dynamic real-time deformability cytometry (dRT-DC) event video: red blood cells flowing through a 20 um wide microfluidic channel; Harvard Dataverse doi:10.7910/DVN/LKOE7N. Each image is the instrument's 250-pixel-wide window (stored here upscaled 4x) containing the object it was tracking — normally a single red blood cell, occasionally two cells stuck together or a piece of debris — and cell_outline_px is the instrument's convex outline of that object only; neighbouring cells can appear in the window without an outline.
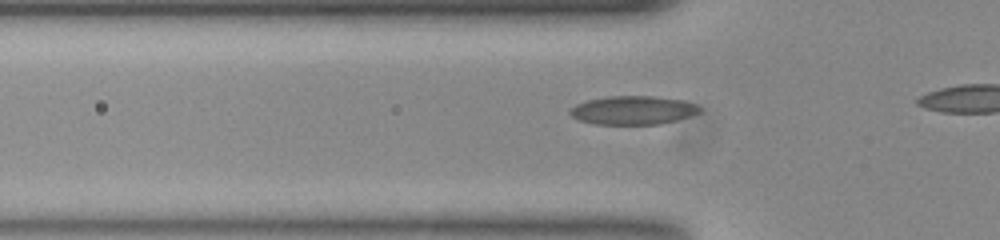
{"species": "common noctule bat (a hibernating species)", "species_latin": "Nyctalus noctula", "temperature_condition": "room temperature", "stored_images_in_passage": 9, "camera_frame_rate_fps": 3000, "um_per_image_px": 0.085, "animal": {"sex": "female", "body_mass_g": 23.0, "forearm_length_mm": 53.4}, "frame": {"image": 1, "passage_image": 6, "time_ms": 1.667, "image_size_px": [1000, 240], "cell_outline_px": [[700, 112], [676, 120], [660, 124], [596, 124], [580, 120], [572, 116], [568, 112], [576, 104], [588, 100], [608, 96], [652, 96], [684, 100], [696, 104], [700, 108]], "centroid_in_image_um": [53.81, 9.36], "position_along_channel_um": 72.0, "area_um2": 21.44}}